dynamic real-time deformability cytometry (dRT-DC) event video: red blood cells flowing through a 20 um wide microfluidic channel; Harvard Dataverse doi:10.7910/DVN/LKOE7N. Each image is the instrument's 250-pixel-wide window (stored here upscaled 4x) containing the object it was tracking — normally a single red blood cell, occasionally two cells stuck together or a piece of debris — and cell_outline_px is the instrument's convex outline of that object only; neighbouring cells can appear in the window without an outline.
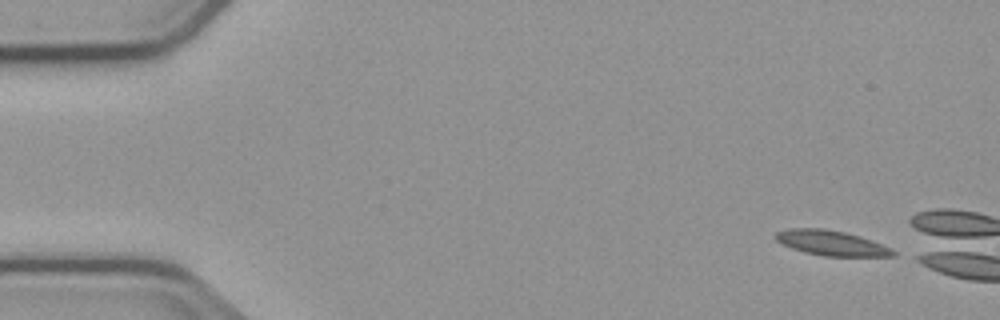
{"species": "common noctule bat (a hibernating species)", "species_latin": "Nyctalus noctula", "temperature_condition": "cold", "stored_images_in_passage": 4, "camera_frame_rate_fps": 3000, "um_per_image_px": 0.085, "animal": {"sex": "male", "body_mass_g": 23.1, "forearm_length_mm": 52.7}, "frame": {"image": 1, "passage_image": 1, "time_ms": 0.0, "image_size_px": [1000, 320], "cell_outline_px": [[896, 256], [824, 256], [804, 252], [792, 248], [776, 240], [776, 232], [792, 228], [824, 228], [844, 232], [880, 244], [896, 252]], "centroid_in_image_um": [70.62, 20.66], "position_along_channel_um": 14.4, "area_um2": 16.65}}